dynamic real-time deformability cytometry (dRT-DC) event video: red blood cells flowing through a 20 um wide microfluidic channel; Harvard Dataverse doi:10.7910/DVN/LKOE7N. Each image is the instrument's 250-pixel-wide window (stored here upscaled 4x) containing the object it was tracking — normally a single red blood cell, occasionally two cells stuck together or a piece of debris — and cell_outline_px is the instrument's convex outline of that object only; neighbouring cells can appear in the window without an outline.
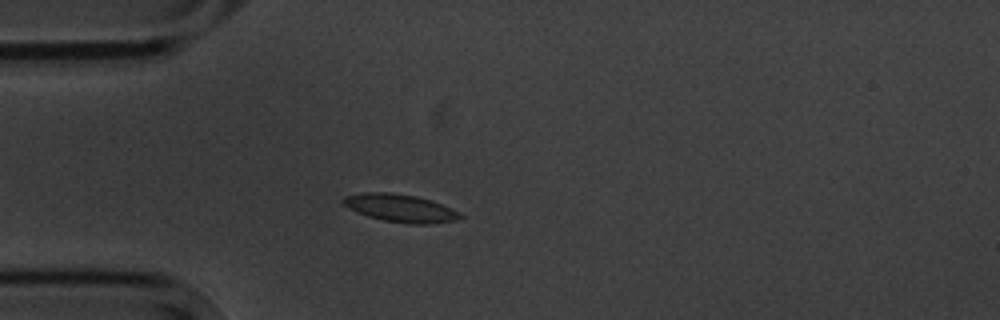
{"species": "common noctule bat (a hibernating species)", "species_latin": "Nyctalus noctula", "temperature_condition": "cold", "stored_images_in_passage": 6, "camera_frame_rate_fps": 3000, "um_per_image_px": 0.085, "animal": {"sex": "male", "body_mass_g": 20.1, "forearm_length_mm": 53.5}, "frame": {"image": 1, "passage_image": 5, "time_ms": 4.667, "image_size_px": [1000, 320], "cell_outline_px": [[464, 216], [456, 220], [428, 224], [408, 224], [384, 220], [368, 216], [356, 212], [348, 208], [340, 200], [344, 196], [364, 192], [388, 192], [416, 196], [432, 200], [452, 208], [460, 212]], "centroid_in_image_um": [34.03, 17.68], "position_along_channel_um": 51.0, "area_um2": 19.07}}